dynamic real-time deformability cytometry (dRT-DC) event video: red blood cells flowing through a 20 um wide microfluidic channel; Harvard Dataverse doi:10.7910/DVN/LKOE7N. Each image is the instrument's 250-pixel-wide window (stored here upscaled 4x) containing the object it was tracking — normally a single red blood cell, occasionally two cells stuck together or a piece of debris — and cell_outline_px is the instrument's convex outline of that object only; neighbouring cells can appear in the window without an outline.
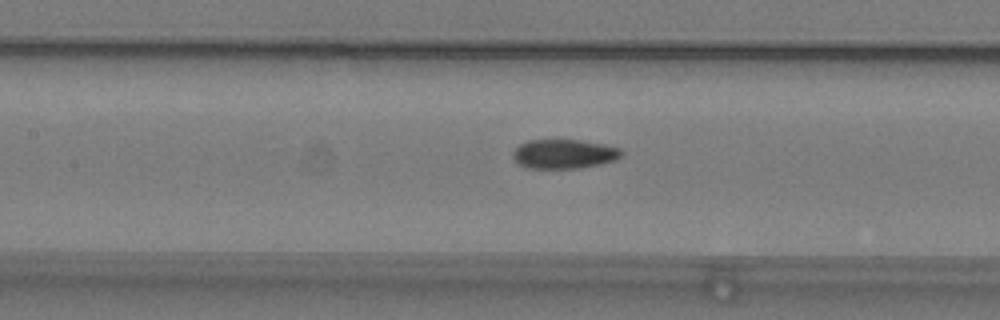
{"species": "common noctule bat (a hibernating species)", "species_latin": "Nyctalus noctula", "temperature_condition": "warm", "stored_images_in_passage": 14, "camera_frame_rate_fps": 3000, "um_per_image_px": 0.085, "animal": {"sex": "male", "body_mass_g": 19.2, "forearm_length_mm": 51.8}, "frame": {"image": 1, "passage_image": 8, "time_ms": 2.333, "image_size_px": [1000, 320], "cell_outline_px": [[624, 152], [616, 160], [600, 164], [576, 168], [528, 168], [520, 164], [512, 156], [512, 152], [520, 144], [528, 140], [580, 140], [604, 144], [620, 148]], "centroid_in_image_um": [47.96, 13.08], "position_along_channel_um": 159.4, "area_um2": 18.44}}
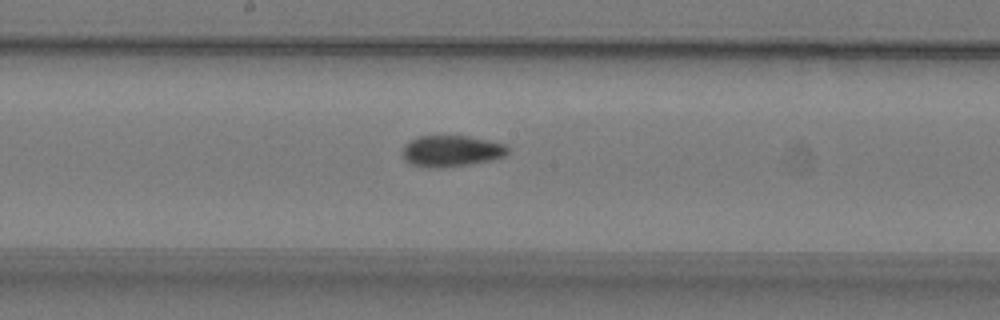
{"frame": {"image": 2, "passage_image": 12, "time_ms": 3.667, "image_size_px": [1000, 320], "cell_outline_px": [[508, 152], [504, 156], [492, 160], [468, 164], [432, 168], [412, 164], [404, 160], [404, 144], [408, 140], [420, 136], [468, 136], [508, 144]], "centroid_in_image_um": [38.38, 12.82], "position_along_channel_um": 209.8, "area_um2": 19.07}}